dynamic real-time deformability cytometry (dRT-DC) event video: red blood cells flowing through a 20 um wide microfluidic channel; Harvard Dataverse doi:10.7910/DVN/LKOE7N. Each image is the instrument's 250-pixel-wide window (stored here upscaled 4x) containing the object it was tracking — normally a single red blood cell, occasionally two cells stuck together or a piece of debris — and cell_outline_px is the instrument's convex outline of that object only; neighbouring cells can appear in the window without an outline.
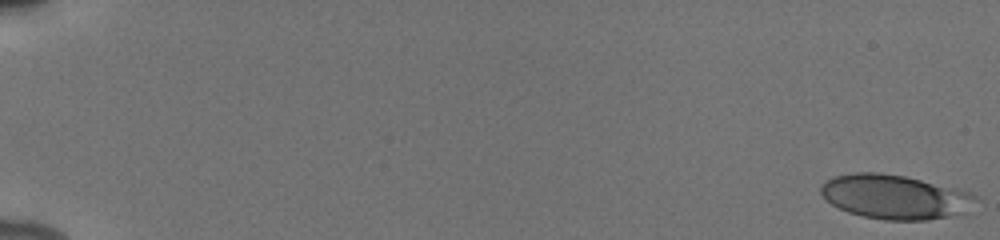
{"species": "human", "species_latin": "Homo sapiens", "temperature_condition": "cold", "stored_images_in_passage": 55, "camera_frame_rate_fps": 3000, "um_per_image_px": 0.085, "donor": {"sex": "male"}, "frame": {"image": 1, "passage_image": 1, "time_ms": 0.0, "image_size_px": [1000, 240], "cell_outline_px": [[980, 196], [976, 200], [960, 212], [948, 216], [928, 220], [884, 220], [864, 216], [848, 212], [832, 204], [820, 192], [820, 184], [836, 176], [856, 172], [880, 172], [904, 176], [968, 192]], "centroid_in_image_um": [76.0, 16.72], "position_along_channel_um": 9.0, "area_um2": 39.13}}
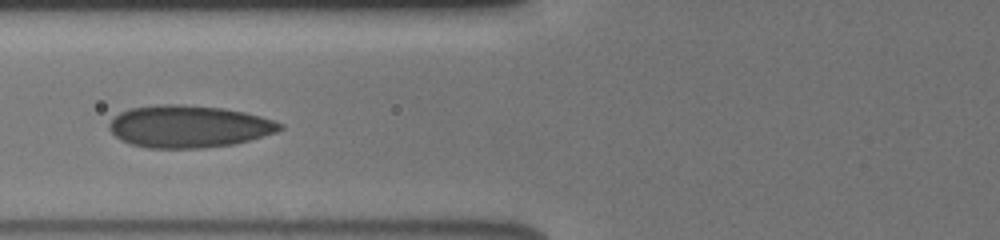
{"frame": {"image": 2, "passage_image": 24, "time_ms": 7.667, "image_size_px": [1000, 240], "cell_outline_px": [[284, 128], [276, 132], [248, 140], [232, 144], [200, 148], [148, 148], [132, 144], [120, 140], [108, 128], [108, 124], [120, 112], [132, 108], [160, 104], [184, 104], [224, 108], [244, 112], [260, 116], [284, 124]], "centroid_in_image_um": [16.04, 10.74], "position_along_channel_um": 109.8, "area_um2": 41.85}}
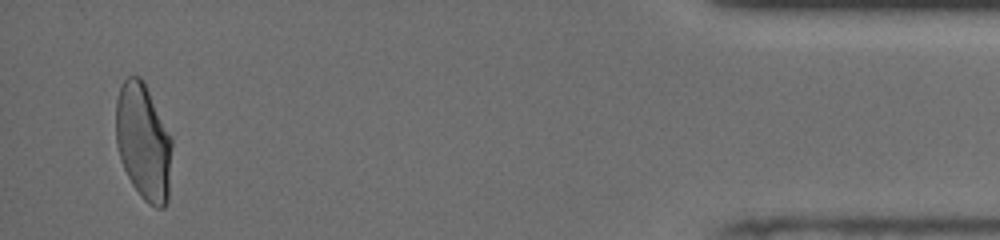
{"frame": {"image": 3, "passage_image": 53, "time_ms": 17.333, "image_size_px": [1000, 240], "cell_outline_px": [[172, 144], [168, 200], [164, 208], [156, 208], [148, 204], [140, 196], [132, 184], [120, 160], [116, 144], [116, 100], [120, 84], [128, 76], [140, 76], [144, 80], [172, 136]], "centroid_in_image_um": [12.19, 12.04], "position_along_channel_um": 423.0, "area_um2": 38.67}, "authors_computed_cell_mechanics": {"area_um2": 39.3618, "velocity_mm_per_s": 3.8934, "shape_relaxation_time_tau1_ms": 5.8577, "shape_relaxation_time_tau2_ms": 0.8104, "deformation_change_tau1": 0.169, "deformation_change_tau2": 0.0728}}